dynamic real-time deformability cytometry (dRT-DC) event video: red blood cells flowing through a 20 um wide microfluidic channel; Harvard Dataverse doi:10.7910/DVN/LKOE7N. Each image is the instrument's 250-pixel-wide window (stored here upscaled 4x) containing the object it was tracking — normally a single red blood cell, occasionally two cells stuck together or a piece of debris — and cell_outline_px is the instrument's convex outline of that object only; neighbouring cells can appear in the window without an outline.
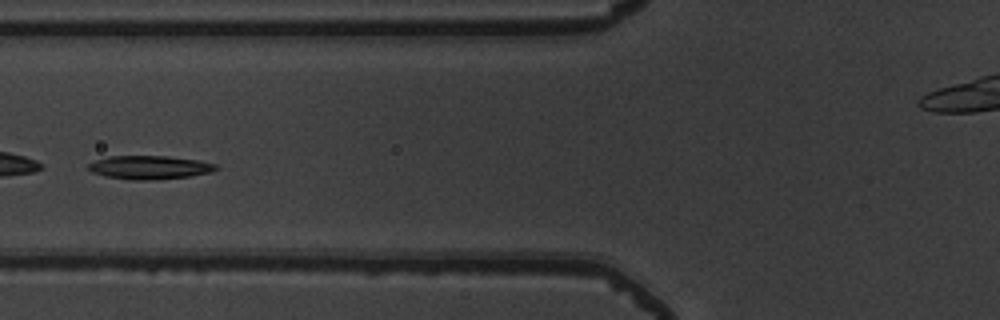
{"species": "common noctule bat (a hibernating species)", "species_latin": "Nyctalus noctula", "temperature_condition": "warm", "stored_images_in_passage": 20, "camera_frame_rate_fps": 3000, "um_per_image_px": 0.085, "animal": {"sex": "male", "body_mass_g": 19.5, "forearm_length_mm": 54.6}, "frame": {"image": 1, "passage_image": 12, "time_ms": 3.667, "image_size_px": [1000, 320], "cell_outline_px": [[216, 168], [208, 172], [188, 176], [152, 180], [132, 180], [104, 176], [92, 172], [88, 168], [88, 164], [96, 160], [108, 156], [168, 156], [196, 160], [216, 164]], "centroid_in_image_um": [12.63, 14.22], "position_along_channel_um": 113.2, "area_um2": 17.22}}